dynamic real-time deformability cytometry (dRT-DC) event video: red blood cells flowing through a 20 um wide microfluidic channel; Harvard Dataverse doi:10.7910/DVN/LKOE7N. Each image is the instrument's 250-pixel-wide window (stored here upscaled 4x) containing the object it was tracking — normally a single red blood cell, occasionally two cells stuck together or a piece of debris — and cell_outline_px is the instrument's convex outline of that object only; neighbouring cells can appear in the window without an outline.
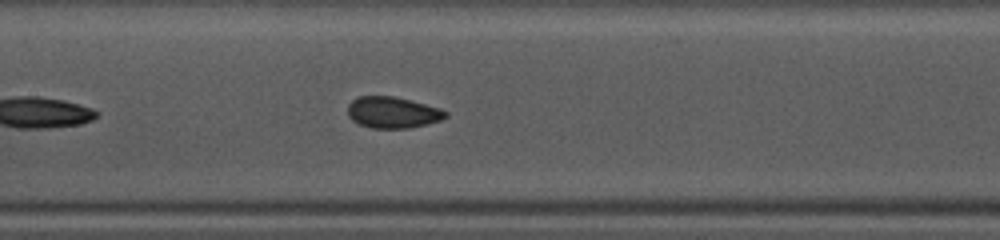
{"species": "common noctule bat (a hibernating species)", "species_latin": "Nyctalus noctula", "temperature_condition": "warm", "stored_images_in_passage": 26, "camera_frame_rate_fps": 3000, "um_per_image_px": 0.085, "animal": {"sex": "female", "body_mass_g": 10.0, "forearm_length_mm": 53.1}, "frame": {"image": 1, "passage_image": 12, "time_ms": 3.667, "image_size_px": [1000, 240], "cell_outline_px": [[448, 116], [440, 120], [408, 128], [372, 128], [360, 124], [352, 120], [348, 116], [348, 104], [356, 96], [392, 96], [440, 108], [448, 112]], "centroid_in_image_um": [33.34, 9.55], "position_along_channel_um": 174.1, "area_um2": 17.69}}
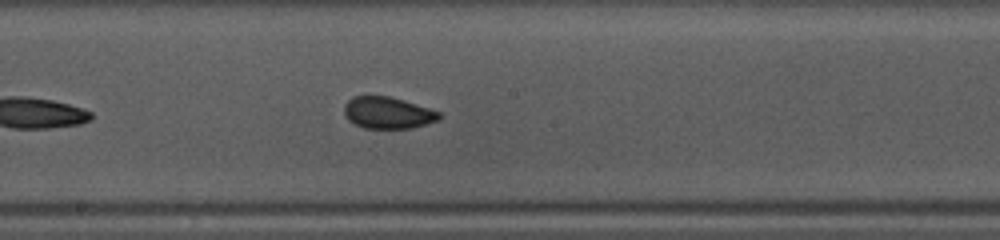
{"frame": {"image": 2, "passage_image": 15, "time_ms": 4.667, "image_size_px": [1000, 240], "cell_outline_px": [[440, 116], [436, 120], [412, 128], [364, 128], [348, 120], [344, 116], [344, 104], [352, 96], [388, 96], [404, 100], [432, 108], [440, 112]], "centroid_in_image_um": [32.93, 9.57], "position_along_channel_um": 215.3, "area_um2": 17.57}}